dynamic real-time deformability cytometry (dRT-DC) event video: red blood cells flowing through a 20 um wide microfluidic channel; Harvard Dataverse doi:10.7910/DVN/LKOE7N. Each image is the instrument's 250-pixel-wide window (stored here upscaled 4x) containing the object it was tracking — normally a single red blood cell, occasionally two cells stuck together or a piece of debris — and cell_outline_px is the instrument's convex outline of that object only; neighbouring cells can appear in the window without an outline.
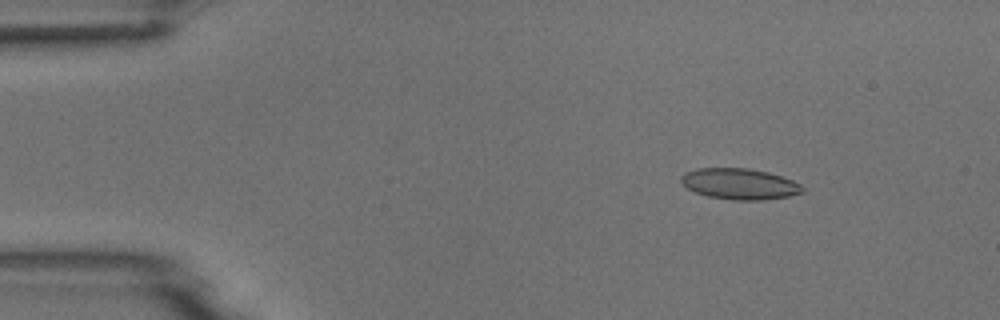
{"species": "common noctule bat (a hibernating species)", "species_latin": "Nyctalus noctula", "temperature_condition": "room temperature", "stored_images_in_passage": 5, "camera_frame_rate_fps": 3000, "um_per_image_px": 0.085, "animal": {"sex": "male", "body_mass_g": 18.8}, "frame": {"image": 1, "passage_image": 2, "time_ms": 1.333, "image_size_px": [1000, 320], "cell_outline_px": [[804, 192], [788, 196], [764, 200], [732, 200], [708, 196], [696, 192], [688, 188], [680, 180], [680, 176], [684, 172], [696, 168], [748, 168], [768, 172], [792, 180], [800, 184], [804, 188]], "centroid_in_image_um": [62.86, 15.63], "position_along_channel_um": 22.1, "area_um2": 21.91}}
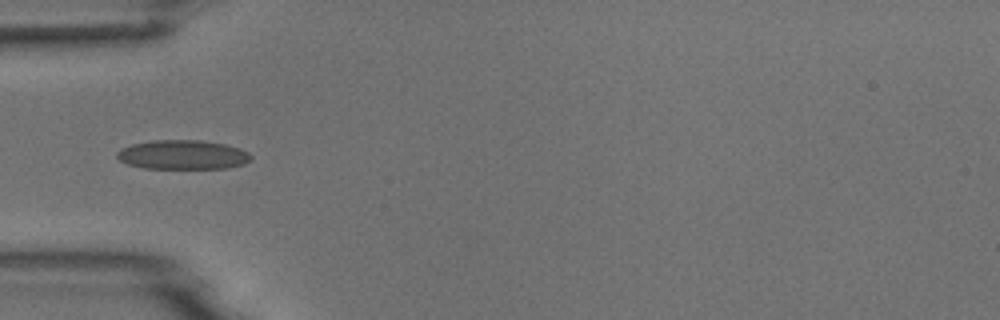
{"frame": {"image": 2, "passage_image": 5, "time_ms": 4.667, "image_size_px": [1000, 320], "cell_outline_px": [[252, 160], [244, 164], [228, 168], [144, 168], [128, 164], [120, 160], [116, 156], [116, 152], [120, 148], [132, 144], [152, 140], [200, 140], [224, 144], [240, 148], [248, 152], [252, 156]], "centroid_in_image_um": [15.54, 13.15], "position_along_channel_um": 69.5, "area_um2": 22.95}}